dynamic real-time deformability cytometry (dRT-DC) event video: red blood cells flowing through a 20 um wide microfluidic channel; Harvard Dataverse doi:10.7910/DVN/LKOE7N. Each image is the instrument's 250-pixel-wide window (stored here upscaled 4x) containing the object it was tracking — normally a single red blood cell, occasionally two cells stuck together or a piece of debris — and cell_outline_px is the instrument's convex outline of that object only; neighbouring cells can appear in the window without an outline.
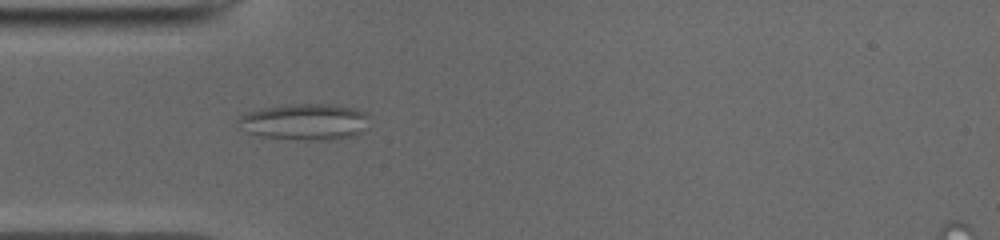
{"species": "common noctule bat (a hibernating species)", "species_latin": "Nyctalus noctula", "temperature_condition": "cold", "stored_images_in_passage": 42, "camera_frame_rate_fps": 3000, "um_per_image_px": 0.085, "animal": {"sex": "male", "body_mass_g": 19.0, "forearm_length_mm": 50.8}, "frame": {"image": 1, "passage_image": 5, "time_ms": 1.333, "image_size_px": [1000, 240], "cell_outline_px": [[368, 128], [356, 136], [336, 140], [320, 140], [260, 136], [248, 132], [236, 124], [236, 120], [240, 116], [248, 112], [264, 108], [288, 104], [328, 104], [352, 108], [364, 112]], "centroid_in_image_um": [25.92, 10.36], "position_along_channel_um": 59.1, "area_um2": 27.57}}
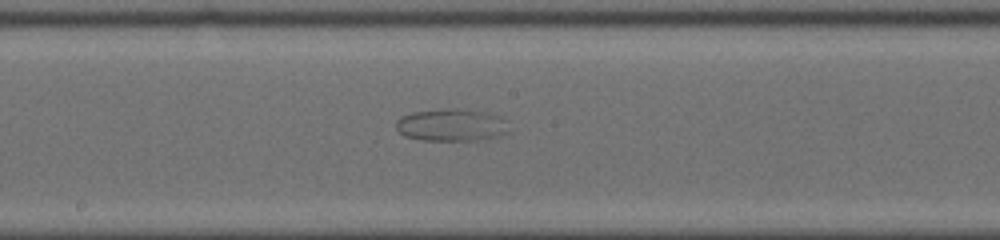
{"frame": {"image": 2, "passage_image": 17, "time_ms": 5.333, "image_size_px": [1000, 240], "cell_outline_px": [[508, 132], [500, 136], [484, 140], [424, 140], [404, 136], [396, 128], [396, 120], [404, 116], [416, 112], [444, 108], [456, 108], [484, 112], [500, 116]], "centroid_in_image_um": [38.36, 10.63], "position_along_channel_um": 209.8, "area_um2": 21.04}}
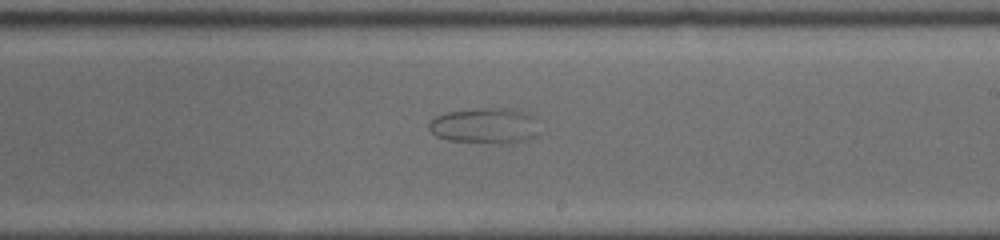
{"frame": {"image": 3, "passage_image": 20, "time_ms": 6.333, "image_size_px": [1000, 240], "cell_outline_px": [[540, 120], [536, 136], [524, 140], [504, 144], [448, 140], [436, 136], [428, 128], [428, 124], [436, 116], [448, 112], [476, 108], [508, 108], [524, 112], [536, 116]], "centroid_in_image_um": [41.27, 10.68], "position_along_channel_um": 247.7, "area_um2": 23.18}}